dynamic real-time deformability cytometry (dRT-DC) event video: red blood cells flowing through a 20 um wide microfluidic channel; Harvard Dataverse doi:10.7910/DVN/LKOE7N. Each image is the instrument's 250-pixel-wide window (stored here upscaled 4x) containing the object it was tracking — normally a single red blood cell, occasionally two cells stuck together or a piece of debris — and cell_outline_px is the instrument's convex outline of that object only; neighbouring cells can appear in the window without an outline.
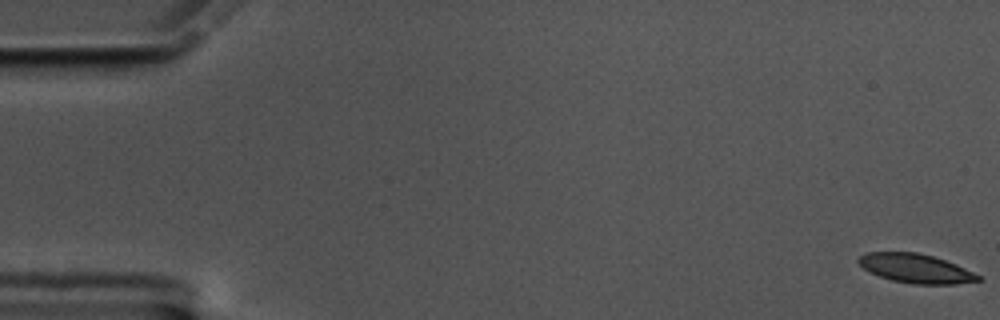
{"species": "common noctule bat (a hibernating species)", "species_latin": "Nyctalus noctula", "temperature_condition": "cold", "stored_images_in_passage": 18, "camera_frame_rate_fps": 3000, "um_per_image_px": 0.085, "animal": {"sex": "male", "body_mass_g": 17.5, "forearm_length_mm": 52.3}, "frame": {"image": 1, "passage_image": 1, "time_ms": 0.0, "image_size_px": [1000, 320], "cell_outline_px": [[980, 280], [956, 284], [912, 284], [892, 280], [880, 276], [864, 268], [856, 260], [860, 256], [868, 252], [916, 252], [932, 256], [956, 264], [980, 276]], "centroid_in_image_um": [77.83, 22.81], "position_along_channel_um": 7.2, "area_um2": 19.94}}
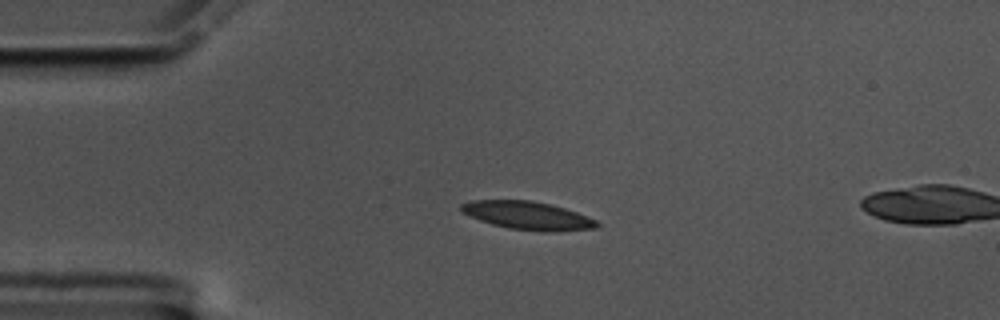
{"frame": {"image": 2, "passage_image": 14, "time_ms": 4.333, "image_size_px": [1000, 320], "cell_outline_px": [[600, 228], [552, 232], [548, 232], [508, 228], [492, 224], [480, 220], [460, 212], [460, 204], [472, 200], [532, 200], [564, 208], [576, 212], [596, 220], [600, 224]], "centroid_in_image_um": [44.85, 18.32], "position_along_channel_um": 40.1, "area_um2": 22.31}}